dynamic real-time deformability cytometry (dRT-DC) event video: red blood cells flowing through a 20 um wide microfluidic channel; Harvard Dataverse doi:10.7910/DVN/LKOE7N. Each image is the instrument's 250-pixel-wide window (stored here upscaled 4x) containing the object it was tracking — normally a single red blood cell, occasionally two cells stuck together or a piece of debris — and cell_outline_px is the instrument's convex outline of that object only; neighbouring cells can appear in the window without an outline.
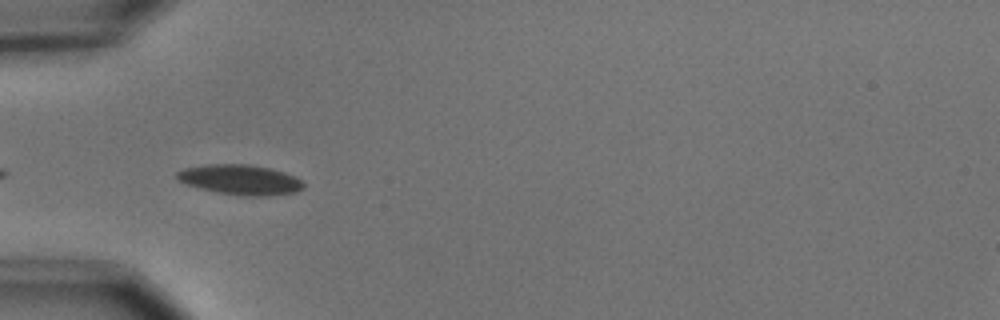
{"species": "common noctule bat (a hibernating species)", "species_latin": "Nyctalus noctula", "temperature_condition": "cold", "stored_images_in_passage": 17, "camera_frame_rate_fps": 3000, "um_per_image_px": 0.085, "animal": {"sex": "male", "body_mass_g": 15.6}, "frame": {"image": 1, "passage_image": 3, "time_ms": 0.667, "image_size_px": [1000, 320], "cell_outline_px": [[304, 188], [296, 192], [268, 196], [244, 196], [216, 192], [200, 188], [188, 184], [180, 180], [176, 176], [176, 172], [184, 168], [204, 164], [248, 164], [268, 168], [284, 172], [300, 180], [304, 184]], "centroid_in_image_um": [20.42, 15.27], "position_along_channel_um": 64.6, "area_um2": 22.02}}